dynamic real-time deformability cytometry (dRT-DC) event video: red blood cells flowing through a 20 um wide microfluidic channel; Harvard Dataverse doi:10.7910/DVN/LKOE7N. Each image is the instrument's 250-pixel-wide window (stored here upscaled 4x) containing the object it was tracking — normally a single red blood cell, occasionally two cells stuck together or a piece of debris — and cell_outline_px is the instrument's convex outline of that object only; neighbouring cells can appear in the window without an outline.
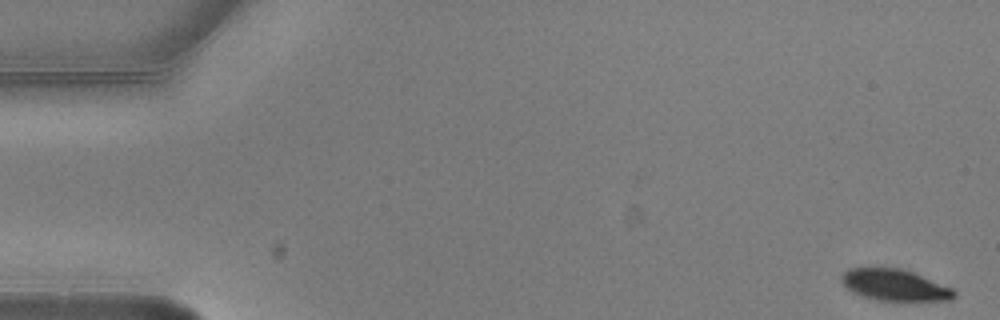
{"species": "common noctule bat (a hibernating species)", "species_latin": "Nyctalus noctula", "temperature_condition": "warm", "stored_images_in_passage": 4, "camera_frame_rate_fps": 3000, "um_per_image_px": 0.085, "animal": {"sex": "male", "body_mass_g": 20.5, "forearm_length_mm": 52.5}, "frame": {"image": 1, "passage_image": 1, "time_ms": 0.0, "image_size_px": [1000, 320], "cell_outline_px": [[956, 296], [952, 300], [876, 300], [852, 292], [840, 280], [840, 276], [848, 268], [900, 268], [912, 272], [952, 288], [956, 292]], "centroid_in_image_um": [76.03, 24.22], "position_along_channel_um": 9.0, "area_um2": 20.35}}
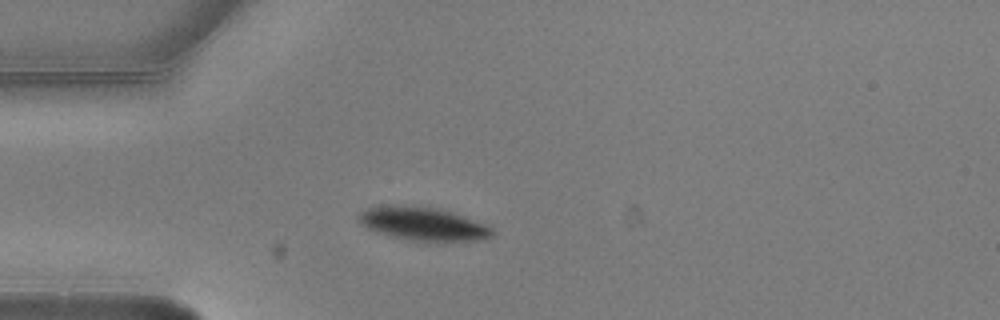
{"frame": {"image": 2, "passage_image": 4, "time_ms": 1.0, "image_size_px": [1000, 320], "cell_outline_px": [[492, 236], [476, 240], [440, 244], [412, 240], [392, 236], [376, 232], [360, 224], [356, 216], [360, 212], [368, 208], [380, 204], [420, 204], [440, 208], [452, 212], [484, 224], [492, 228]], "centroid_in_image_um": [35.91, 19.01], "position_along_channel_um": 49.1, "area_um2": 26.99}}